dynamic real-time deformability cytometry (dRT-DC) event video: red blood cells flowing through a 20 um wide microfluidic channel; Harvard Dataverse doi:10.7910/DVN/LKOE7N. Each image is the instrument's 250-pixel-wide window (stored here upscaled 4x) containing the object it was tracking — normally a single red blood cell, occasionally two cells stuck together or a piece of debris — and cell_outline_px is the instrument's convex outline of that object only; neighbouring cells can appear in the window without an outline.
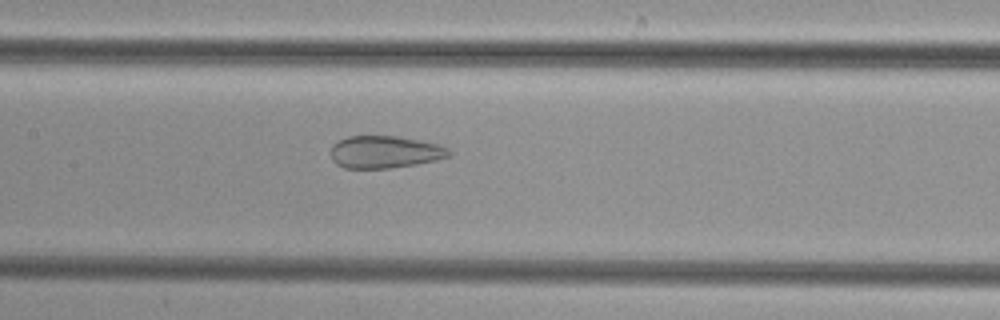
{"species": "common noctule bat (a hibernating species)", "species_latin": "Nyctalus noctula", "temperature_condition": "cold", "stored_images_in_passage": 49, "segment_of_instrument_passage": [2, 2], "camera_frame_rate_fps": 3000, "um_per_image_px": 0.085, "animal": {"sex": "female", "body_mass_g": 29.2, "forearm_length_mm": 56.3}, "frame": {"image": 1, "passage_image": 23, "time_ms": 7.333, "image_size_px": [1000, 320], "cell_outline_px": [[452, 156], [436, 160], [416, 164], [388, 168], [344, 168], [336, 164], [332, 160], [332, 144], [348, 136], [396, 136], [436, 144], [448, 148], [452, 152]], "centroid_in_image_um": [32.71, 12.92], "position_along_channel_um": 174.7, "area_um2": 22.14}}
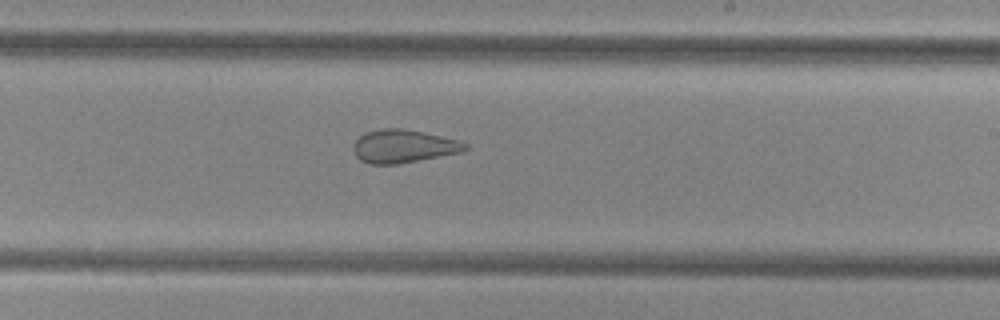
{"frame": {"image": 2, "passage_image": 29, "time_ms": 9.333, "image_size_px": [1000, 320], "cell_outline_px": [[468, 148], [464, 152], [400, 164], [368, 164], [360, 160], [356, 156], [352, 148], [352, 144], [364, 132], [384, 128], [404, 128], [424, 132], [460, 140], [468, 144]], "centroid_in_image_um": [34.31, 12.43], "position_along_channel_um": 254.7, "area_um2": 22.02}}
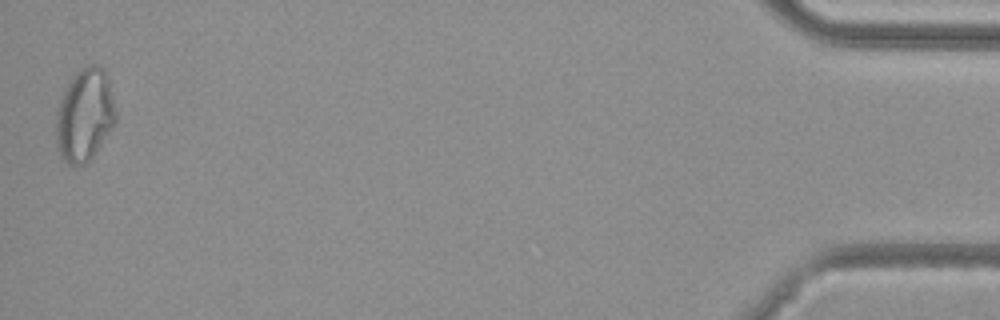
{"frame": {"image": 3, "passage_image": 49, "time_ms": 16.0, "image_size_px": [1000, 320], "cell_outline_px": [[116, 124], [92, 156], [84, 164], [68, 164], [60, 156], [56, 148], [56, 112], [64, 88], [72, 76], [80, 68], [88, 64], [100, 64], [104, 68], [108, 76], [116, 112]], "centroid_in_image_um": [7.19, 9.74], "position_along_channel_um": 428.0, "area_um2": 32.66}}